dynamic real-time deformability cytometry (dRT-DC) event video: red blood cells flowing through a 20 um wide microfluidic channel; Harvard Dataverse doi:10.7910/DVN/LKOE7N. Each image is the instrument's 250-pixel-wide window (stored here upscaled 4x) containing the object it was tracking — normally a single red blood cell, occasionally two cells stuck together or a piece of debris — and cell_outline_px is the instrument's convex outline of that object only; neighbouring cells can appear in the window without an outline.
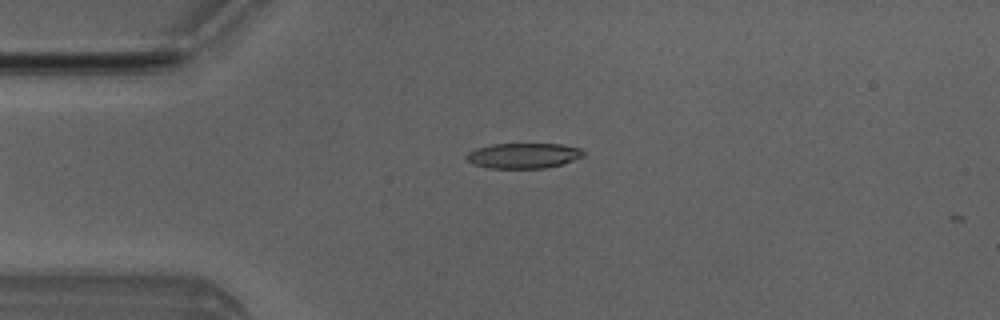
{"species": "Egyptian fruit bat (a non-hibernating species)", "species_latin": "Rousettus aegyptiacus", "temperature_condition": "room temperature", "stored_images_in_passage": 3, "camera_frame_rate_fps": 3000, "um_per_image_px": 0.085, "animal": {"sex": "male"}, "frame": {"image": 1, "passage_image": 3, "time_ms": 2.333, "image_size_px": [1000, 320], "cell_outline_px": [[584, 156], [560, 164], [544, 168], [488, 168], [472, 164], [464, 156], [468, 152], [476, 148], [492, 144], [560, 144], [580, 148], [584, 152]], "centroid_in_image_um": [44.45, 13.23], "position_along_channel_um": 40.6, "area_um2": 17.17}}